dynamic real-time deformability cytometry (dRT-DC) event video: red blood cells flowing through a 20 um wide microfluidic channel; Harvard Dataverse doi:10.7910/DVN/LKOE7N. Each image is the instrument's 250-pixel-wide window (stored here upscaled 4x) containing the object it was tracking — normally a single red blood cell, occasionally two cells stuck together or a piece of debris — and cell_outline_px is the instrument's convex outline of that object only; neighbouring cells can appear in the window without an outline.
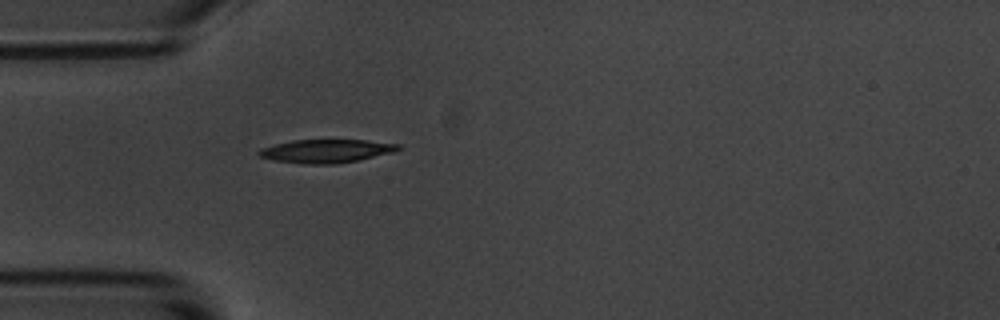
{"species": "common noctule bat (a hibernating species)", "species_latin": "Nyctalus noctula", "temperature_condition": "room temperature", "stored_images_in_passage": 1, "camera_frame_rate_fps": 3000, "um_per_image_px": 0.085, "animal": {"sex": "male", "body_mass_g": 20.1, "forearm_length_mm": 53.5}, "frame": {"image": 1, "passage_image": 1, "time_ms": 0.0, "image_size_px": [1000, 320], "cell_outline_px": [[400, 148], [392, 152], [356, 160], [336, 164], [300, 164], [272, 160], [260, 156], [256, 152], [260, 148], [292, 140], [364, 140], [400, 144]], "centroid_in_image_um": [27.66, 12.84], "position_along_channel_um": 57.3, "area_um2": 18.84}}